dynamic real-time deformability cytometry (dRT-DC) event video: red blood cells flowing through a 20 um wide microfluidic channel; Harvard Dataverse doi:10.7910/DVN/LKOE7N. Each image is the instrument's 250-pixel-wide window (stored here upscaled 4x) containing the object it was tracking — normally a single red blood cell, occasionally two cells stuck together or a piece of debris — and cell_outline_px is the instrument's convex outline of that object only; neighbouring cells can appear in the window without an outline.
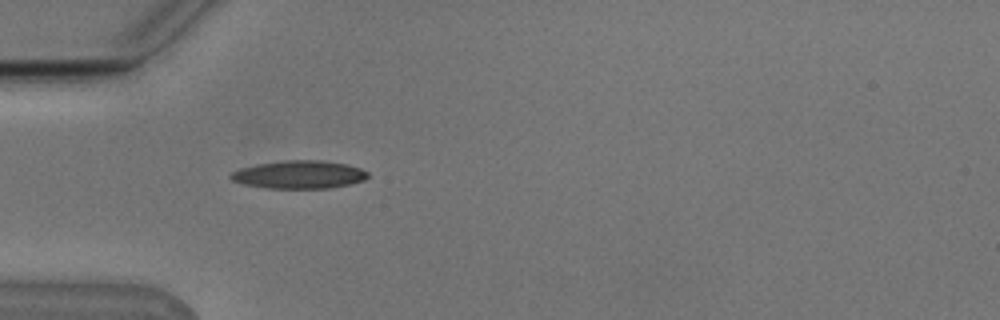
{"species": "Egyptian fruit bat (a non-hibernating species)", "species_latin": "Rousettus aegyptiacus", "temperature_condition": "cold", "stored_images_in_passage": 38, "camera_frame_rate_fps": 3000, "um_per_image_px": 0.085, "animal": {"sex": "male"}, "frame": {"image": 1, "passage_image": 1, "time_ms": 0.0, "image_size_px": [1000, 320], "cell_outline_px": [[368, 176], [364, 180], [348, 184], [328, 188], [264, 188], [244, 184], [232, 180], [228, 176], [232, 172], [240, 168], [256, 164], [284, 160], [324, 160], [348, 164], [360, 168], [368, 172]], "centroid_in_image_um": [25.41, 14.83], "position_along_channel_um": 59.6, "area_um2": 22.43}}
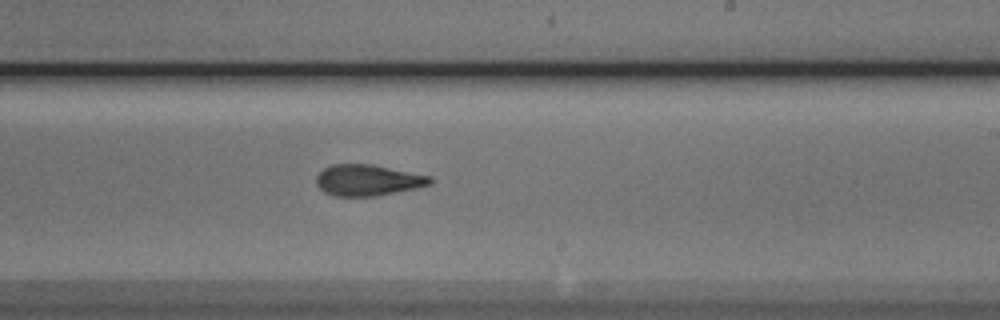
{"frame": {"image": 2, "passage_image": 17, "time_ms": 5.333, "image_size_px": [1000, 320], "cell_outline_px": [[432, 184], [416, 188], [376, 196], [332, 196], [324, 192], [316, 184], [316, 176], [324, 168], [332, 164], [372, 164], [432, 176]], "centroid_in_image_um": [31.26, 15.31], "position_along_channel_um": 257.7, "area_um2": 20.75}}
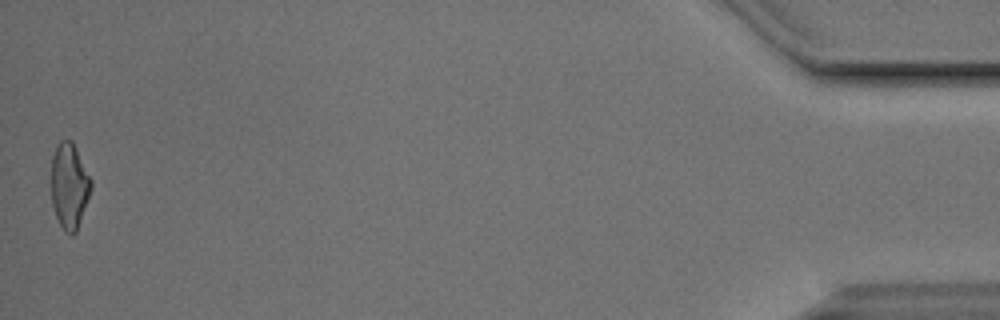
{"frame": {"image": 3, "passage_image": 38, "time_ms": 12.333, "image_size_px": [1000, 320], "cell_outline_px": [[92, 188], [76, 232], [72, 236], [64, 232], [56, 216], [52, 204], [52, 156], [60, 140], [72, 140], [92, 180]], "centroid_in_image_um": [5.9, 15.81], "position_along_channel_um": 429.3, "area_um2": 19.77}, "authors_computed_cell_mechanics": {"area_um2": 20.7791, "velocity_mm_per_s": 3.7922, "shape_relaxation_time_tau1_ms": 4.4752, "shape_relaxation_time_tau2_ms": 2.2695, "deformation_change_tau1": 0.1606, "deformation_change_tau2": 0.1091}}